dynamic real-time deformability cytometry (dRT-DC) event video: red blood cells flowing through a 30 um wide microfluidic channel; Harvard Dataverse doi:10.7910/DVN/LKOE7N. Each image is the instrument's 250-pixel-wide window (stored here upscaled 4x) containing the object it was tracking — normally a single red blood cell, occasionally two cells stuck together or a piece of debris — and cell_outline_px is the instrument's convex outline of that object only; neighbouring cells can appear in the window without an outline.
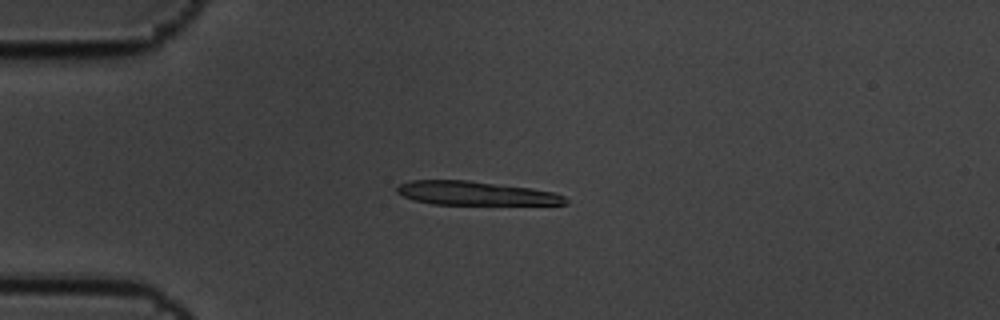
{"species": "common noctule bat (a hibernating species)", "species_latin": "Nyctalus noctula", "temperature_condition": "cold", "stored_images_in_passage": 6, "camera_frame_rate_fps": 3000, "um_per_image_px": 0.085, "animal": {"sex": "male", "body_mass_g": 19.5, "forearm_length_mm": 54.6}, "frame": {"image": 1, "passage_image": 4, "time_ms": 1.0, "image_size_px": [1000, 320], "cell_outline_px": [[568, 204], [432, 204], [416, 200], [404, 196], [396, 192], [396, 188], [400, 184], [412, 180], [468, 180], [532, 188], [552, 192], [564, 196], [568, 200]], "centroid_in_image_um": [40.42, 16.42], "position_along_channel_um": 44.6, "area_um2": 23.12}}